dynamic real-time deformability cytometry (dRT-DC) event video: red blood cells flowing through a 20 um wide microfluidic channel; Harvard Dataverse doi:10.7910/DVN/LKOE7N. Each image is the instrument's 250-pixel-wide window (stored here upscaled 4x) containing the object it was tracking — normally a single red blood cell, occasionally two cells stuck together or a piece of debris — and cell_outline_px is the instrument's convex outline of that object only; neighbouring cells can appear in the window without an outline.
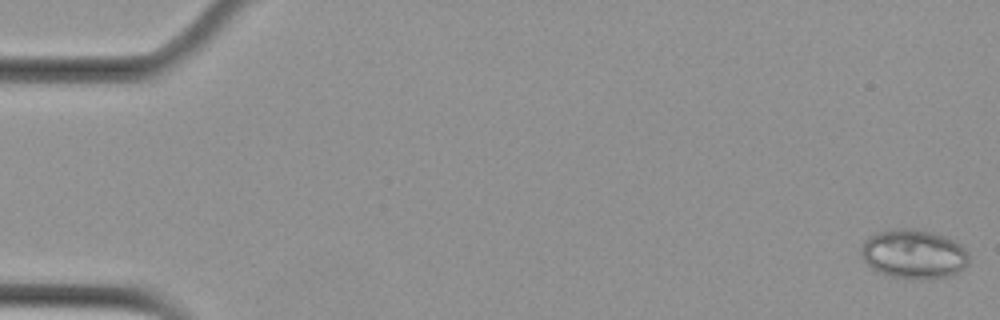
{"species": "Egyptian fruit bat (a non-hibernating species)", "species_latin": "Rousettus aegyptiacus", "temperature_condition": "cold", "stored_images_in_passage": 53, "camera_frame_rate_fps": 3000, "um_per_image_px": 0.085, "animal": {"sex": "female"}, "frame": {"image": 1, "passage_image": 1, "time_ms": 0.0, "image_size_px": [1000, 320], "cell_outline_px": [[968, 264], [964, 268], [952, 276], [916, 280], [892, 276], [880, 272], [872, 268], [864, 260], [860, 252], [860, 248], [864, 240], [880, 232], [896, 228], [912, 228], [932, 232], [944, 236], [960, 244], [968, 252]], "centroid_in_image_um": [77.68, 21.6], "position_along_channel_um": 7.3, "area_um2": 30.92}}
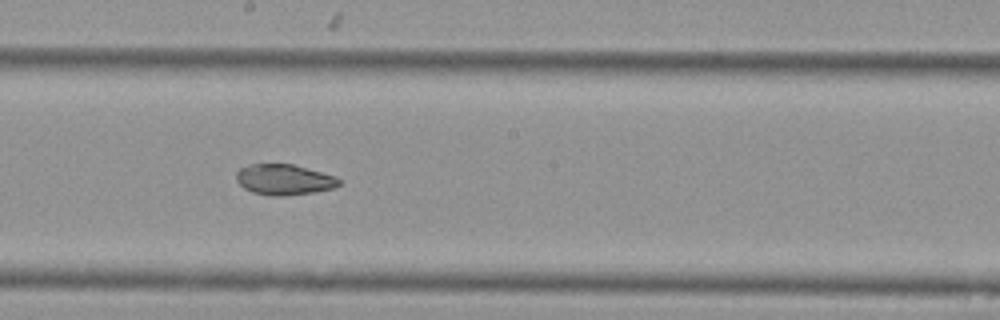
{"frame": {"image": 2, "passage_image": 30, "time_ms": 9.667, "image_size_px": [1000, 320], "cell_outline_px": [[340, 184], [332, 188], [316, 192], [284, 196], [272, 196], [252, 192], [244, 188], [236, 180], [236, 172], [240, 168], [248, 164], [292, 164], [336, 176], [340, 180]], "centroid_in_image_um": [24.13, 15.27], "position_along_channel_um": 224.1, "area_um2": 18.38}}
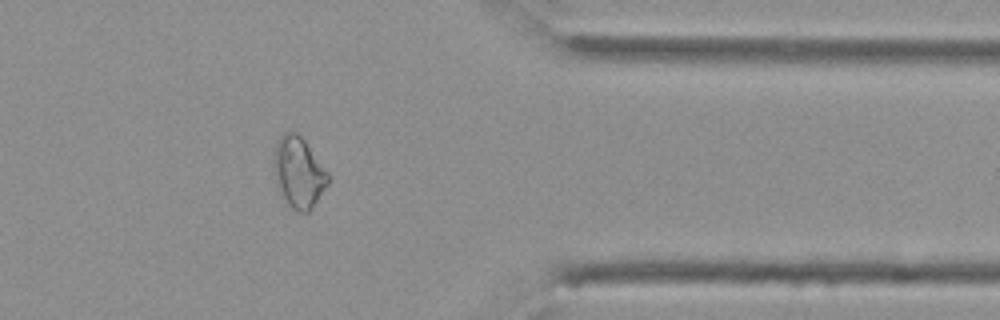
{"frame": {"image": 3, "passage_image": 44, "time_ms": 14.333, "image_size_px": [1000, 320], "cell_outline_px": [[328, 184], [312, 208], [308, 212], [296, 212], [288, 204], [276, 184], [272, 164], [276, 144], [280, 136], [284, 132], [296, 132], [304, 140], [328, 172]], "centroid_in_image_um": [25.36, 14.66], "position_along_channel_um": 386.0, "area_um2": 22.25}, "authors_computed_cell_mechanics": {"area_um2": 21.9062, "velocity_mm_per_s": 3.7814, "shape_relaxation_time_tau1_ms": null, "shape_relaxation_time_tau2_ms": 5.6914, "deformation_change_tau1": null, "deformation_change_tau2": 0.1108}}